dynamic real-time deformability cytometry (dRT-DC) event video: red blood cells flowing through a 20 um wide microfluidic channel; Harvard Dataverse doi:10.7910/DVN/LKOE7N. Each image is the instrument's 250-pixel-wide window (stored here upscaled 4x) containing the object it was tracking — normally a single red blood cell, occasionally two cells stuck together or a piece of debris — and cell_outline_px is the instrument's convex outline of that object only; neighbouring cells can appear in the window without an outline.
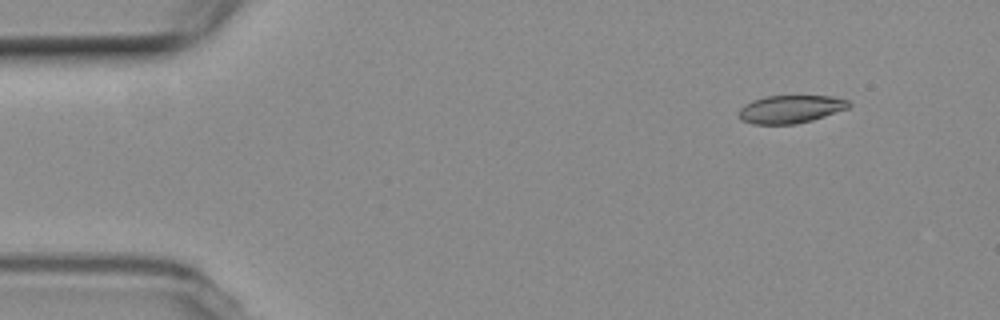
{"species": "common noctule bat (a hibernating species)", "species_latin": "Nyctalus noctula", "temperature_condition": "room temperature", "stored_images_in_passage": 5, "camera_frame_rate_fps": 3000, "um_per_image_px": 0.085, "animal": {"sex": "female", "body_mass_g": 19.3, "forearm_length_mm": 54.1}, "frame": {"image": 1, "passage_image": 2, "time_ms": 1.0, "image_size_px": [1000, 320], "cell_outline_px": [[852, 104], [848, 108], [812, 120], [796, 124], [752, 124], [740, 120], [740, 108], [744, 104], [752, 100], [764, 96], [832, 96], [848, 100]], "centroid_in_image_um": [67.18, 9.27], "position_along_channel_um": 17.8, "area_um2": 17.92}}
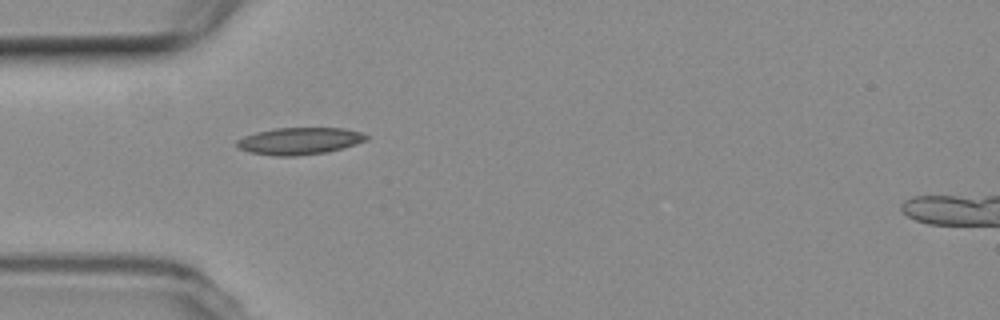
{"frame": {"image": 2, "passage_image": 5, "time_ms": 4.667, "image_size_px": [1000, 320], "cell_outline_px": [[368, 140], [356, 144], [324, 152], [296, 156], [276, 156], [248, 152], [236, 148], [236, 140], [244, 136], [256, 132], [272, 128], [344, 128], [360, 132], [368, 136]], "centroid_in_image_um": [25.4, 11.98], "position_along_channel_um": 59.6, "area_um2": 20.4}}